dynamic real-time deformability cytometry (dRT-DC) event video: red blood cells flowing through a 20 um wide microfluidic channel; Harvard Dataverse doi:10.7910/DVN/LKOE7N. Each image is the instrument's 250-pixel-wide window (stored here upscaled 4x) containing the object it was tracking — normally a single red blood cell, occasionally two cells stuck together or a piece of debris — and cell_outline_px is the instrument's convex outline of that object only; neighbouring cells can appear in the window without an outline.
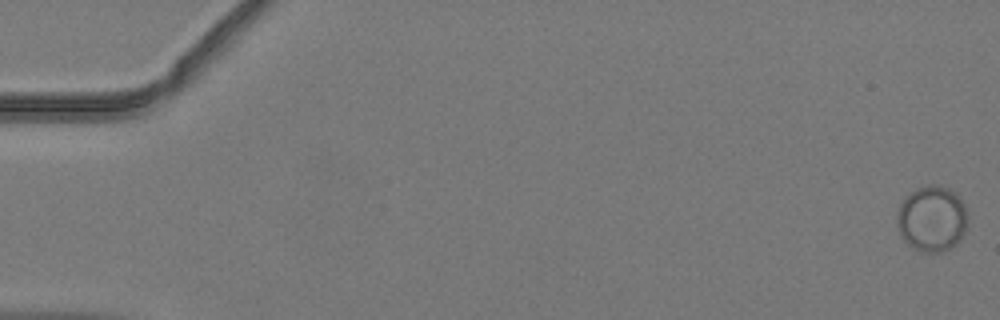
{"species": "common noctule bat (a hibernating species)", "species_latin": "Nyctalus noctula", "temperature_condition": "warm", "stored_images_in_passage": 53, "camera_frame_rate_fps": 3000, "um_per_image_px": 0.085, "animal": {"sex": "male", "body_mass_g": 19.2, "forearm_length_mm": 51.8}, "frame": {"image": 1, "passage_image": 1, "time_ms": 0.0, "image_size_px": [1000, 320], "cell_outline_px": [[968, 220], [964, 232], [960, 240], [952, 248], [944, 252], [920, 252], [912, 248], [900, 236], [896, 224], [896, 216], [900, 204], [916, 188], [928, 184], [936, 184], [948, 188], [956, 192], [964, 204]], "centroid_in_image_um": [79.21, 18.61], "position_along_channel_um": 5.8, "area_um2": 27.51}}
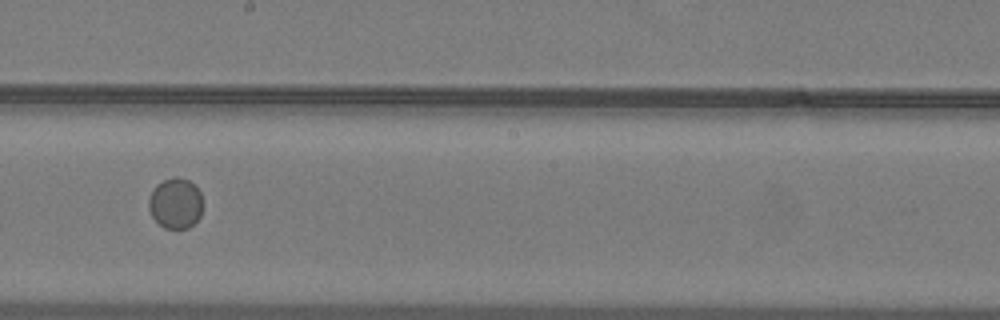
{"frame": {"image": 2, "passage_image": 31, "time_ms": 10.0, "image_size_px": [1000, 320], "cell_outline_px": [[204, 204], [200, 216], [188, 228], [164, 228], [152, 216], [148, 208], [148, 200], [156, 184], [172, 176], [176, 176], [188, 180], [200, 192]], "centroid_in_image_um": [14.92, 17.27], "position_along_channel_um": 233.3, "area_um2": 15.95}}
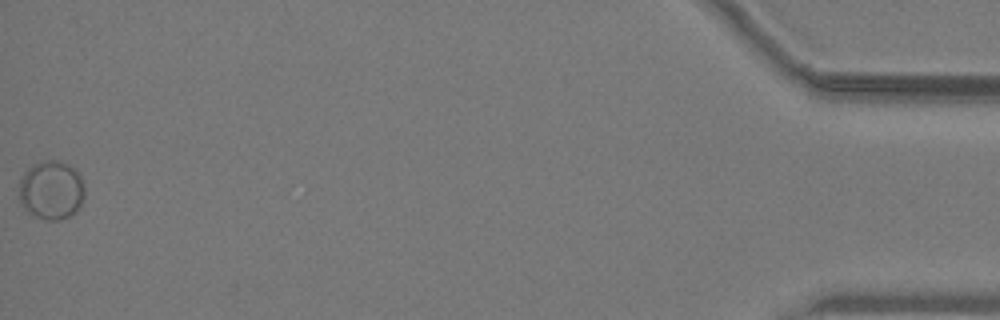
{"frame": {"image": 3, "passage_image": 53, "time_ms": 17.333, "image_size_px": [1000, 320], "cell_outline_px": [[84, 196], [80, 208], [76, 212], [60, 220], [44, 220], [36, 216], [24, 208], [20, 204], [20, 180], [24, 172], [32, 164], [40, 160], [56, 160], [68, 164], [76, 168], [80, 172], [84, 180]], "centroid_in_image_um": [4.4, 16.13], "position_along_channel_um": 430.8, "area_um2": 22.95}}